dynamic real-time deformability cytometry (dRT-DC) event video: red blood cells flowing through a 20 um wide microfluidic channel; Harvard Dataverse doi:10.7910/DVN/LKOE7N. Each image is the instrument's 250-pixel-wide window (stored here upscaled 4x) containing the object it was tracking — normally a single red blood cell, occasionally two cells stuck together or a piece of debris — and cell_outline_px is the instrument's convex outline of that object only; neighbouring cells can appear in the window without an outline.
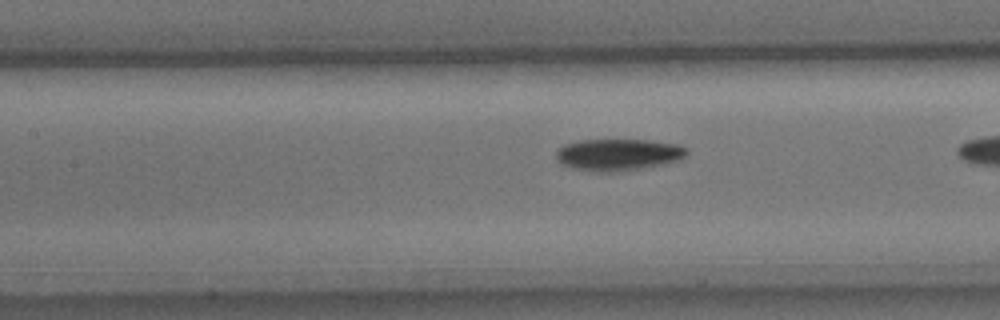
{"species": "common noctule bat (a hibernating species)", "species_latin": "Nyctalus noctula", "temperature_condition": "cold", "stored_images_in_passage": 25, "camera_frame_rate_fps": 3000, "um_per_image_px": 0.085, "animal": {"sex": "male", "body_mass_g": 15.6}, "frame": {"image": 1, "passage_image": 23, "time_ms": 7.333, "image_size_px": [1000, 320], "cell_outline_px": [[688, 156], [680, 160], [664, 164], [644, 168], [620, 172], [596, 172], [572, 168], [560, 164], [556, 160], [556, 152], [564, 144], [580, 140], [648, 140], [680, 144], [688, 148]], "centroid_in_image_um": [52.59, 13.15], "position_along_channel_um": 154.8, "area_um2": 24.68}}